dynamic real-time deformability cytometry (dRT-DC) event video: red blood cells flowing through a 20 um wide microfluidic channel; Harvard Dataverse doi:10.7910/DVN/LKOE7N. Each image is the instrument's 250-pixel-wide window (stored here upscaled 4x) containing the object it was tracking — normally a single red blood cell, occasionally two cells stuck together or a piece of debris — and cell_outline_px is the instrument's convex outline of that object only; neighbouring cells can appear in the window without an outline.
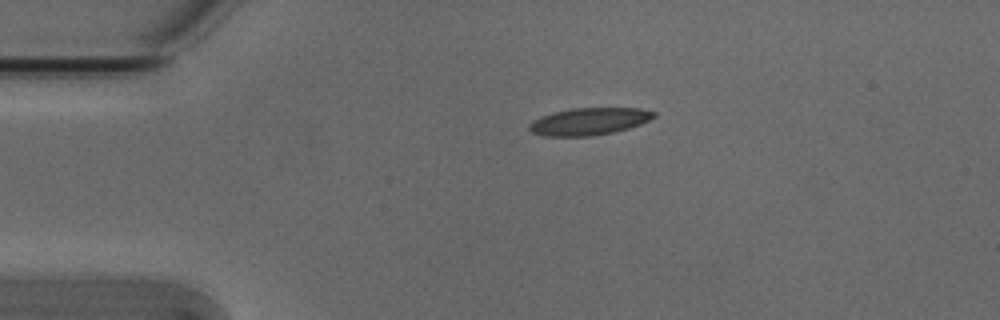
{"species": "Egyptian fruit bat (a non-hibernating species)", "species_latin": "Rousettus aegyptiacus", "temperature_condition": "cold", "stored_images_in_passage": 43, "camera_frame_rate_fps": 3000, "um_per_image_px": 0.085, "animal": {"sex": "male"}, "frame": {"image": 1, "passage_image": 1, "time_ms": 0.0, "image_size_px": [1000, 320], "cell_outline_px": [[656, 116], [640, 124], [628, 128], [612, 132], [592, 136], [544, 136], [532, 132], [528, 128], [528, 124], [540, 116], [572, 108], [640, 108], [656, 112]], "centroid_in_image_um": [50.06, 10.32], "position_along_channel_um": 34.9, "area_um2": 19.65}}
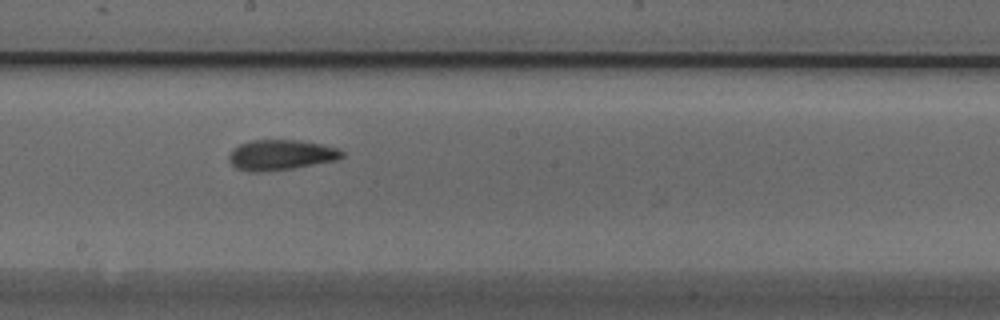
{"frame": {"image": 2, "passage_image": 19, "time_ms": 6.0, "image_size_px": [1000, 320], "cell_outline_px": [[344, 156], [336, 160], [292, 168], [260, 172], [252, 172], [236, 168], [232, 164], [228, 156], [232, 148], [240, 144], [252, 140], [296, 140], [320, 144], [336, 148], [344, 152]], "centroid_in_image_um": [23.84, 13.17], "position_along_channel_um": 224.4, "area_um2": 19.77}}
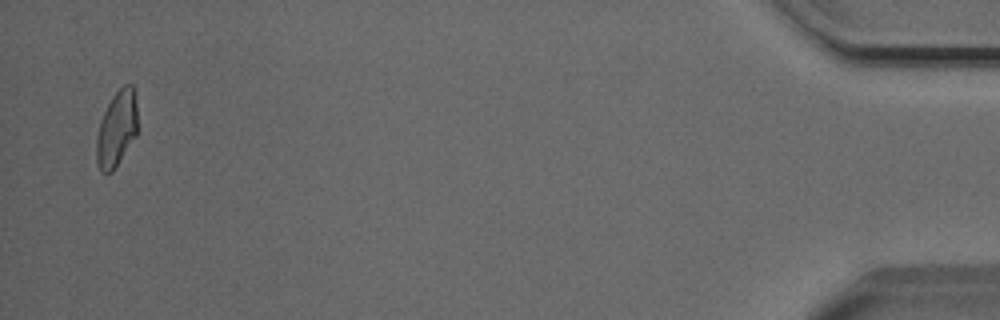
{"frame": {"image": 3, "passage_image": 42, "time_ms": 13.667, "image_size_px": [1000, 320], "cell_outline_px": [[136, 136], [112, 172], [100, 172], [96, 160], [96, 140], [100, 120], [112, 96], [124, 84], [132, 84], [136, 96]], "centroid_in_image_um": [9.91, 10.94], "position_along_channel_um": 425.3, "area_um2": 18.03}, "authors_computed_cell_mechanics": {"area_um2": 19.074, "velocity_mm_per_s": 3.8149, "shape_relaxation_time_tau1_ms": 4.2382, "shape_relaxation_time_tau2_ms": 1.0878, "deformation_change_tau1": 0.1293, "deformation_change_tau2": 0.07}}